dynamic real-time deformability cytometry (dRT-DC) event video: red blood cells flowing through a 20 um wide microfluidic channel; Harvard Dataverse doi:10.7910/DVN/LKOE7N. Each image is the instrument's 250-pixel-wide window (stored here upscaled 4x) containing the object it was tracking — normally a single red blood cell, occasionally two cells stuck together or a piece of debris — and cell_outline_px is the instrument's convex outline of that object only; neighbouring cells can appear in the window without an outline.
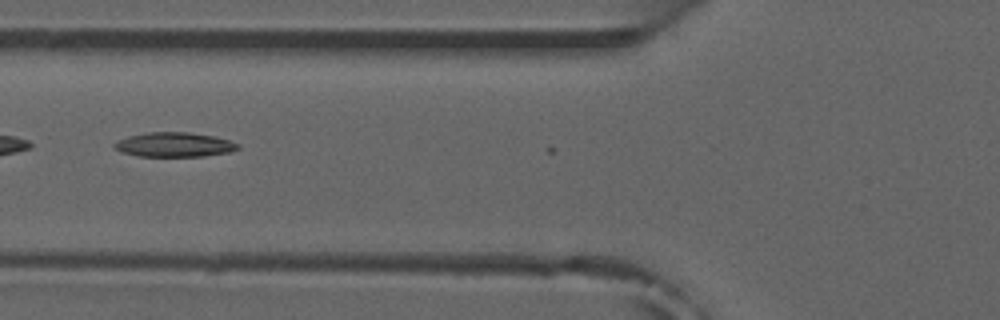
{"species": "common noctule bat (a hibernating species)", "species_latin": "Nyctalus noctula", "temperature_condition": "room temperature", "stored_images_in_passage": 3, "camera_frame_rate_fps": 3000, "um_per_image_px": 0.085, "animal": {"sex": "male", "forearm_length_mm": 52.5}, "frame": {"image": 1, "passage_image": 2, "time_ms": 0.333, "image_size_px": [1000, 320], "cell_outline_px": [[240, 148], [228, 152], [204, 156], [140, 156], [120, 152], [112, 144], [128, 136], [148, 132], [188, 132], [216, 136], [240, 144]], "centroid_in_image_um": [14.84, 12.29], "position_along_channel_um": 111.0, "area_um2": 17.57}}